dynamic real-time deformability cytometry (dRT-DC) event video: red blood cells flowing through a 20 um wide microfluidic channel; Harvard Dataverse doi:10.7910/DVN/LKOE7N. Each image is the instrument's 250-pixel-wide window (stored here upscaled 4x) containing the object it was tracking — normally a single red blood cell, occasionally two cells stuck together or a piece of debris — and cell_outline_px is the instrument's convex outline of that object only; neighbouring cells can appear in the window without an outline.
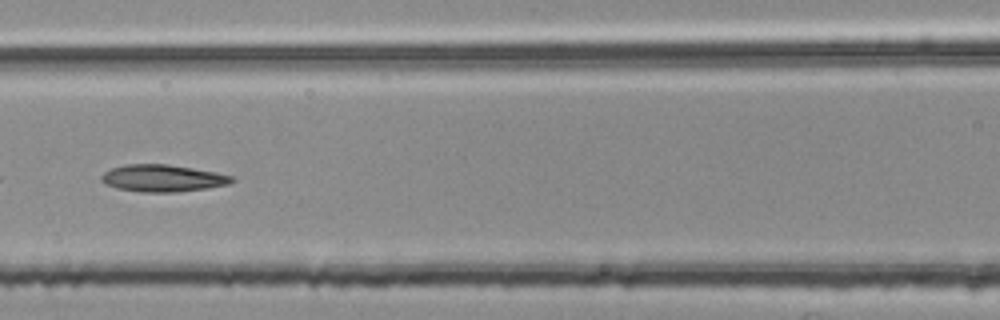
{"species": "common noctule bat (a hibernating species)", "species_latin": "Nyctalus noctula", "temperature_condition": "room temperature", "stored_images_in_passage": 30, "segment_of_instrument_passage": [2, 2], "camera_frame_rate_fps": 3000, "um_per_image_px": 0.085, "animal": {"sex": "female", "body_mass_g": 25.1}, "frame": {"image": 1, "passage_image": 24, "time_ms": 7.667, "image_size_px": [1000, 320], "cell_outline_px": [[236, 180], [228, 184], [208, 188], [176, 192], [144, 192], [116, 188], [104, 184], [100, 180], [100, 176], [104, 172], [112, 168], [124, 164], [168, 164], [216, 172], [232, 176]], "centroid_in_image_um": [13.8, 15.14], "position_along_channel_um": 152.8, "area_um2": 20.63}}
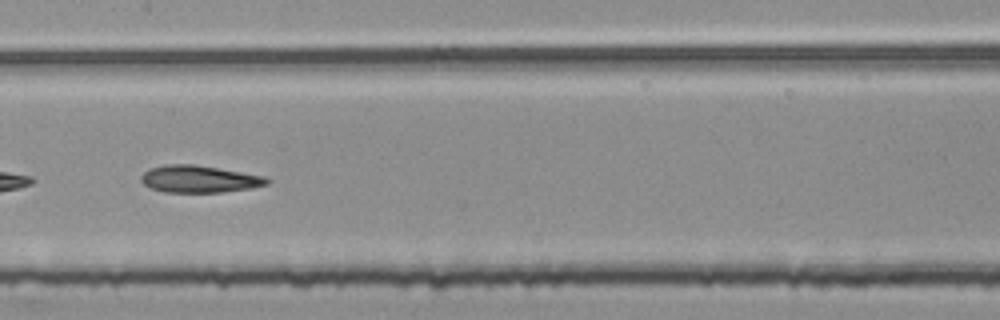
{"frame": {"image": 2, "passage_image": 27, "time_ms": 8.667, "image_size_px": [1000, 320], "cell_outline_px": [[272, 180], [268, 184], [252, 188], [224, 192], [164, 192], [152, 188], [144, 184], [140, 180], [140, 176], [144, 172], [152, 168], [168, 164], [196, 164], [264, 176]], "centroid_in_image_um": [16.96, 15.22], "position_along_channel_um": 190.4, "area_um2": 19.88}}